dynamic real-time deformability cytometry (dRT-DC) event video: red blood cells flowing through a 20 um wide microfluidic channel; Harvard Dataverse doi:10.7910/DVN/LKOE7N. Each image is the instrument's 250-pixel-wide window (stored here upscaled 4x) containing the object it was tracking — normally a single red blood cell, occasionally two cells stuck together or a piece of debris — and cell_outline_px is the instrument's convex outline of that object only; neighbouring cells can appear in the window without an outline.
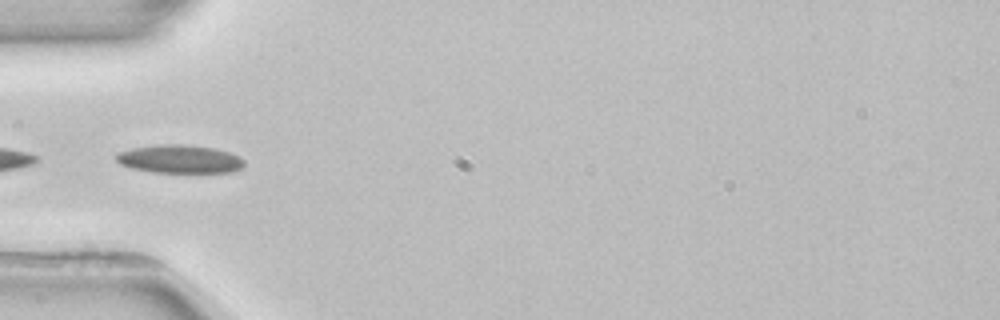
{"species": "common noctule bat (a hibernating species)", "species_latin": "Nyctalus noctula", "temperature_condition": "room temperature", "stored_images_in_passage": 3, "camera_frame_rate_fps": 3000, "um_per_image_px": 0.085, "animal": {"sex": "female", "body_mass_g": 22.7, "forearm_length_mm": 54.2}, "frame": {"image": 1, "passage_image": 3, "time_ms": 3.0, "image_size_px": [1000, 320], "cell_outline_px": [[244, 168], [232, 172], [152, 172], [132, 168], [120, 164], [116, 160], [116, 152], [132, 148], [160, 144], [184, 144], [216, 148], [228, 152], [244, 160]], "centroid_in_image_um": [15.26, 13.51], "position_along_channel_um": 69.7, "area_um2": 21.15}}